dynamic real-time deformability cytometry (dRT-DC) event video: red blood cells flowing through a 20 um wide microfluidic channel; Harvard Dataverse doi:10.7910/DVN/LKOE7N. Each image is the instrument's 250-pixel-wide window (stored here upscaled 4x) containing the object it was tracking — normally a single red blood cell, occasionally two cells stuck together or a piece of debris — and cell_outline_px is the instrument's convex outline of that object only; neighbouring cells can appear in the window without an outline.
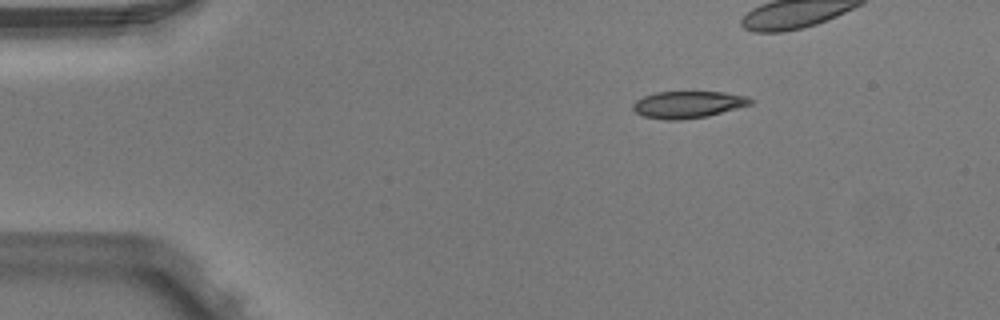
{"species": "Egyptian fruit bat (a non-hibernating species)", "species_latin": "Rousettus aegyptiacus", "temperature_condition": "warm", "stored_images_in_passage": 7, "camera_frame_rate_fps": 3000, "um_per_image_px": 0.085, "animal": {"sex": "male"}, "frame": {"image": 1, "passage_image": 1, "time_ms": 0.0, "image_size_px": [1000, 320], "cell_outline_px": [[752, 104], [708, 116], [680, 120], [664, 120], [644, 116], [636, 112], [632, 108], [632, 104], [636, 100], [644, 96], [656, 92], [724, 92], [748, 96], [752, 100]], "centroid_in_image_um": [58.48, 8.89], "position_along_channel_um": 26.5, "area_um2": 18.44}}
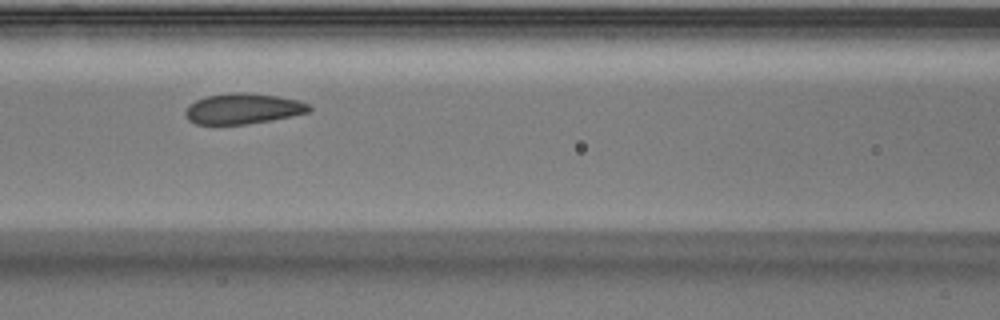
{"frame": {"image": 2, "passage_image": 5, "time_ms": 1.333, "image_size_px": [1000, 320], "cell_outline_px": [[312, 108], [308, 112], [292, 116], [272, 120], [244, 124], [196, 124], [188, 120], [184, 112], [188, 104], [196, 100], [208, 96], [232, 92], [244, 92], [276, 96], [296, 100], [308, 104]], "centroid_in_image_um": [20.62, 9.24], "position_along_channel_um": 146.0, "area_um2": 21.91}}
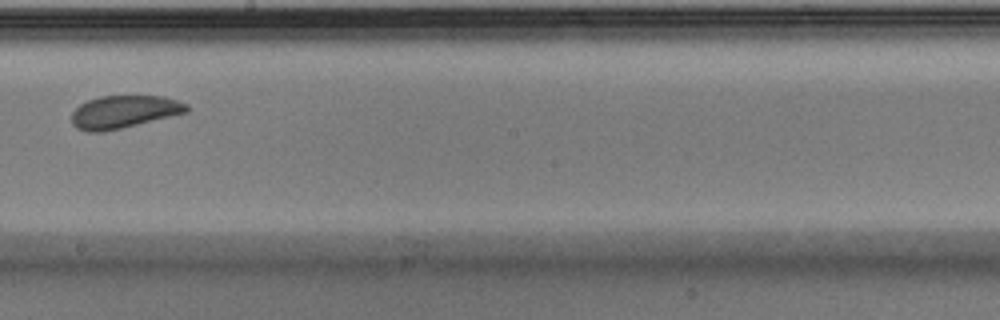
{"frame": {"image": 3, "passage_image": 7, "time_ms": 2.0, "image_size_px": [1000, 320], "cell_outline_px": [[188, 112], [104, 132], [88, 132], [76, 128], [72, 124], [72, 112], [80, 104], [88, 100], [100, 96], [164, 96], [188, 104]], "centroid_in_image_um": [10.51, 9.51], "position_along_channel_um": 237.7, "area_um2": 21.85}}